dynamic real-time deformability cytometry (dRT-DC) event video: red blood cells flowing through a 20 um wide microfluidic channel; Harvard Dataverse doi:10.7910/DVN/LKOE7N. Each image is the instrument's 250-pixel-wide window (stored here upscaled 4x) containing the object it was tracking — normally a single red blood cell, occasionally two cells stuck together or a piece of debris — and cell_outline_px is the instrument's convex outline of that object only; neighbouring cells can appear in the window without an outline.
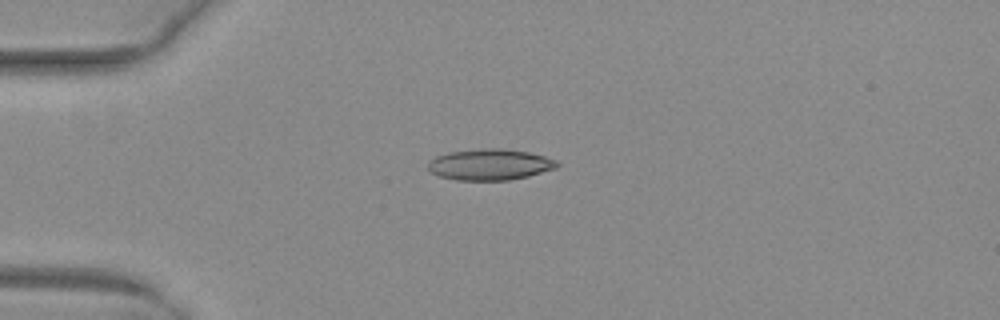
{"species": "common noctule bat (a hibernating species)", "species_latin": "Nyctalus noctula", "temperature_condition": "warm", "stored_images_in_passage": 38, "camera_frame_rate_fps": 3000, "um_per_image_px": 0.085, "animal": {"sex": "female", "body_mass_g": 29.2, "forearm_length_mm": 56.3}, "frame": {"image": 1, "passage_image": 1, "time_ms": 0.0, "image_size_px": [1000, 320], "cell_outline_px": [[560, 164], [556, 168], [528, 176], [508, 180], [456, 180], [440, 176], [432, 172], [428, 168], [428, 160], [436, 156], [448, 152], [480, 148], [504, 148], [528, 152], [544, 156], [556, 160]], "centroid_in_image_um": [41.63, 13.97], "position_along_channel_um": 43.4, "area_um2": 23.47}}
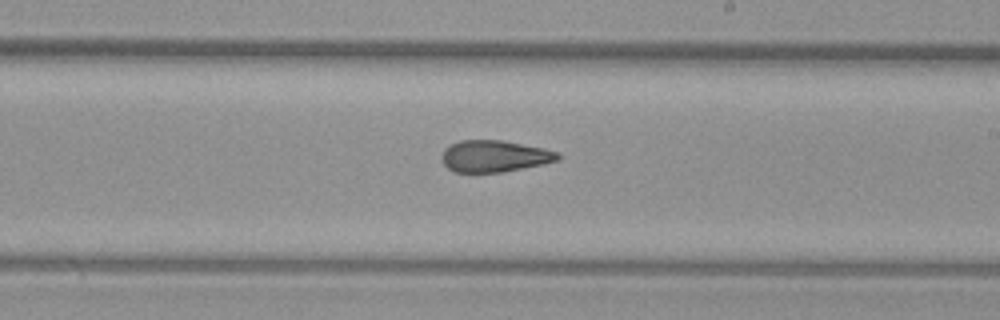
{"frame": {"image": 2, "passage_image": 18, "time_ms": 5.667, "image_size_px": [1000, 320], "cell_outline_px": [[560, 160], [504, 172], [452, 172], [444, 164], [440, 156], [444, 148], [460, 140], [504, 140], [544, 148], [560, 152]], "centroid_in_image_um": [42.03, 13.27], "position_along_channel_um": 247.0, "area_um2": 21.62}}
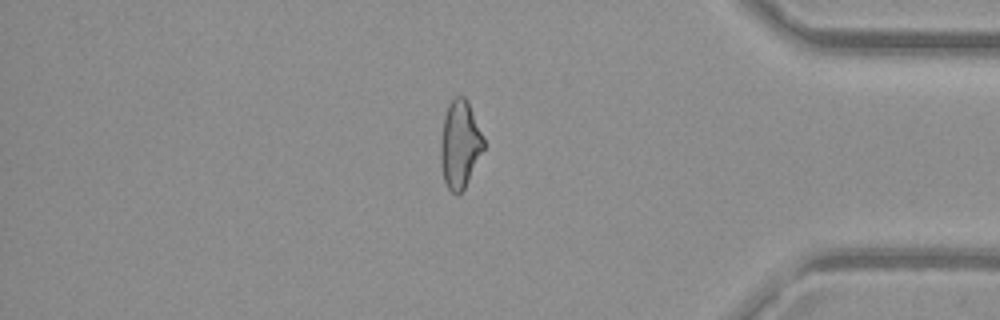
{"frame": {"image": 3, "passage_image": 31, "time_ms": 10.0, "image_size_px": [1000, 320], "cell_outline_px": [[484, 148], [464, 188], [460, 192], [452, 192], [448, 188], [444, 180], [440, 164], [440, 140], [444, 116], [448, 104], [456, 96], [464, 96], [468, 100], [484, 136]], "centroid_in_image_um": [39.08, 12.22], "position_along_channel_um": 396.1, "area_um2": 21.96}, "authors_computed_cell_mechanics": {"area_um2": 22.253, "velocity_mm_per_s": 4.0848, "shape_relaxation_time_tau1_ms": null, "shape_relaxation_time_tau2_ms": 2.5025, "deformation_change_tau1": null, "deformation_change_tau2": 0.1144}}